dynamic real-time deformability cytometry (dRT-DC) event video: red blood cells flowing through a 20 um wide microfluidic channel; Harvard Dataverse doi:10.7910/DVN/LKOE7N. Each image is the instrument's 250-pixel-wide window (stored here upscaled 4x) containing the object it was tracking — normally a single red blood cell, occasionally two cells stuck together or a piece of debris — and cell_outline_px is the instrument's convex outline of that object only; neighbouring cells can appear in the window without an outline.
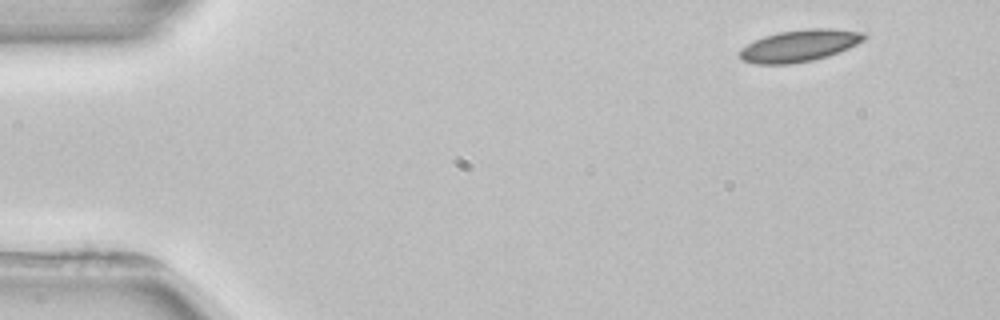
{"species": "common noctule bat (a hibernating species)", "species_latin": "Nyctalus noctula", "temperature_condition": "room temperature", "stored_images_in_passage": 3, "camera_frame_rate_fps": 3000, "um_per_image_px": 0.085, "animal": {"sex": "female", "body_mass_g": 22.7, "forearm_length_mm": 54.2}, "frame": {"image": 1, "passage_image": 1, "time_ms": 0.0, "image_size_px": [1000, 320], "cell_outline_px": [[868, 36], [864, 40], [840, 52], [828, 56], [812, 60], [788, 64], [756, 64], [740, 60], [736, 52], [740, 48], [764, 36], [780, 32], [808, 28], [832, 28], [864, 32]], "centroid_in_image_um": [67.94, 3.88], "position_along_channel_um": 17.1, "area_um2": 23.29}}